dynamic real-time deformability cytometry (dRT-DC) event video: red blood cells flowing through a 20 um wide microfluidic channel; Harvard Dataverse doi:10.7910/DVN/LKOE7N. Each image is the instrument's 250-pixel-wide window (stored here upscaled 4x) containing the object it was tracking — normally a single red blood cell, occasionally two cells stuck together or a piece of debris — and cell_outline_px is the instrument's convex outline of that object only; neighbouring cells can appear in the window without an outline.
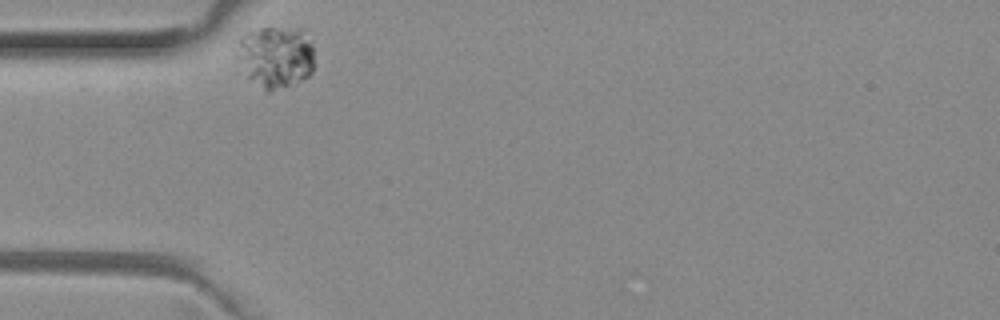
{"species": "common noctule bat (a hibernating species)", "species_latin": "Nyctalus noctula", "temperature_condition": "room temperature", "stored_images_in_passage": 30, "camera_frame_rate_fps": 3000, "um_per_image_px": 0.085, "animal": {"sex": "female", "body_mass_g": 29.2, "forearm_length_mm": 56.3}, "frame": {"image": 1, "passage_image": 1, "time_ms": 0.0, "image_size_px": [1000, 320], "cell_outline_px": [[312, 72], [308, 76], [300, 80], [268, 92], [248, 80], [236, 56], [240, 36], [244, 32], [260, 28], [304, 28], [312, 44]], "centroid_in_image_um": [23.4, 4.8], "position_along_channel_um": 61.6, "area_um2": 28.09}}
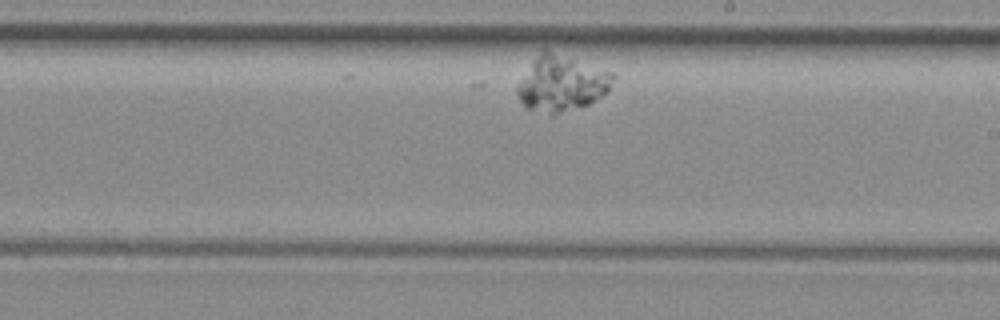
{"frame": {"image": 2, "passage_image": 18, "time_ms": 5.667, "image_size_px": [1000, 320], "cell_outline_px": [[616, 76], [608, 92], [588, 104], [552, 116], [524, 108], [516, 96], [516, 88], [520, 80], [532, 60], [544, 48], [612, 72]], "centroid_in_image_um": [47.69, 7.11], "position_along_channel_um": 241.3, "area_um2": 31.39}}
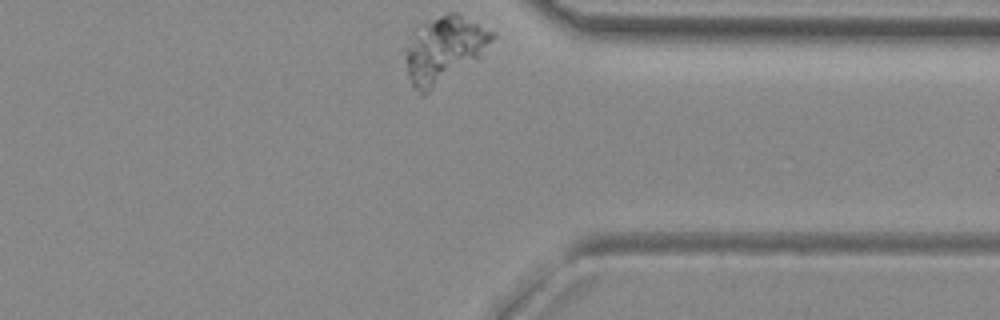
{"frame": {"image": 3, "passage_image": 30, "time_ms": 9.667, "image_size_px": [1000, 320], "cell_outline_px": [[496, 36], [480, 56], [424, 96], [420, 96], [412, 84], [408, 76], [404, 56], [404, 48], [412, 32], [420, 24], [448, 12], [452, 12], [496, 32]], "centroid_in_image_um": [37.69, 4.22], "position_along_channel_um": 373.7, "area_um2": 33.35}}